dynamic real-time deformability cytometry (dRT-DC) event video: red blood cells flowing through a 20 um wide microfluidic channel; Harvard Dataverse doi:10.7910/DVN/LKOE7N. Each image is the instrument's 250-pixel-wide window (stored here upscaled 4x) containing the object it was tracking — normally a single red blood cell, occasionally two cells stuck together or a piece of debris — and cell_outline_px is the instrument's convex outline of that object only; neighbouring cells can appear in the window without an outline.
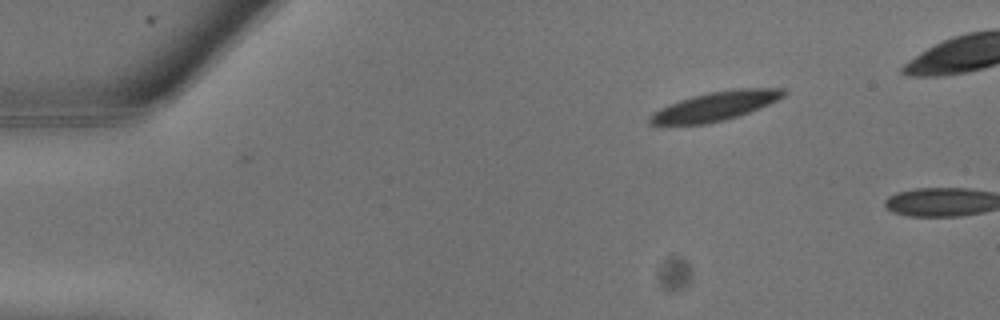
{"species": "common noctule bat (a hibernating species)", "species_latin": "Nyctalus noctula", "temperature_condition": "warm", "stored_images_in_passage": 3, "camera_frame_rate_fps": 3000, "um_per_image_px": 0.085, "animal": {"sex": "male", "body_mass_g": 13.3}, "frame": {"image": 1, "passage_image": 3, "time_ms": 0.667, "image_size_px": [1000, 320], "cell_outline_px": [[788, 92], [784, 96], [760, 108], [724, 120], [708, 124], [668, 128], [648, 124], [648, 116], [652, 112], [668, 104], [692, 96], [708, 92], [740, 88], [784, 88]], "centroid_in_image_um": [60.66, 9.07], "position_along_channel_um": 24.3, "area_um2": 23.41}}